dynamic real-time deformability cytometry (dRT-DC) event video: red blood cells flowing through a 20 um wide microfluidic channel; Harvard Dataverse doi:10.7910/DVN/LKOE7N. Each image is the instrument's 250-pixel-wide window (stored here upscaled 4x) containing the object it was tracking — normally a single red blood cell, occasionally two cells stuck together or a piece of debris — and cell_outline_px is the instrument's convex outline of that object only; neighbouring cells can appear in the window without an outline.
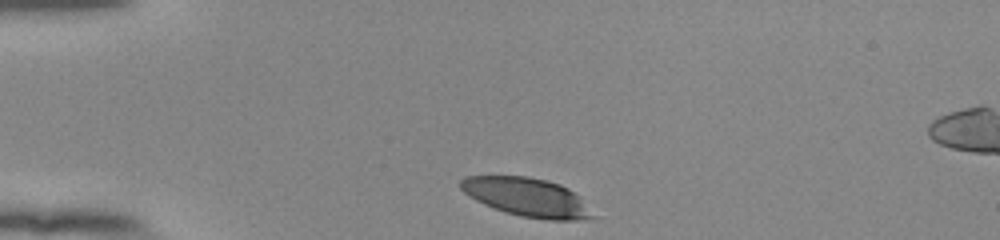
{"species": "human", "species_latin": "Homo sapiens", "temperature_condition": "room temperature", "stored_images_in_passage": 33, "camera_frame_rate_fps": 3000, "um_per_image_px": 0.085, "donor": {"sex": "female"}, "frame": {"image": 1, "passage_image": 1, "time_ms": 0.0, "image_size_px": [1000, 240], "cell_outline_px": [[596, 216], [576, 220], [548, 220], [520, 216], [504, 212], [484, 204], [476, 200], [464, 192], [460, 188], [460, 180], [464, 176], [528, 176], [560, 184], [568, 188], [580, 196]], "centroid_in_image_um": [44.8, 16.76], "position_along_channel_um": 40.2, "area_um2": 29.71}}
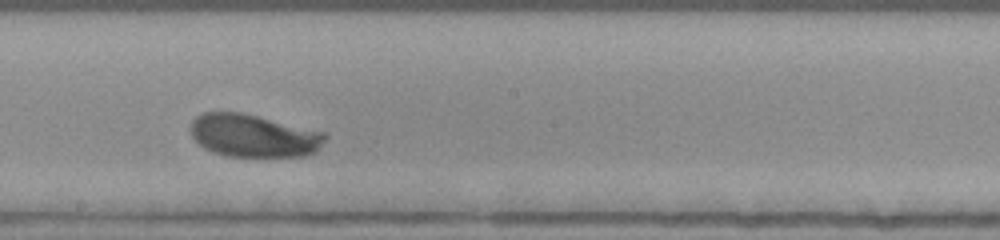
{"frame": {"image": 2, "passage_image": 19, "time_ms": 6.0, "image_size_px": [1000, 240], "cell_outline_px": [[328, 136], [316, 152], [304, 156], [228, 156], [204, 148], [192, 136], [192, 120], [196, 116], [204, 112], [240, 112], [328, 132]], "centroid_in_image_um": [21.61, 11.52], "position_along_channel_um": 226.6, "area_um2": 33.47}}
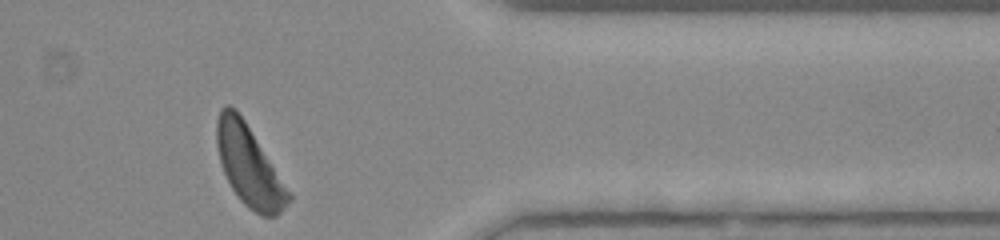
{"frame": {"image": 3, "passage_image": 33, "time_ms": 10.667, "image_size_px": [1000, 240], "cell_outline_px": [[292, 200], [276, 216], [260, 216], [248, 208], [240, 200], [232, 188], [220, 164], [216, 144], [216, 120], [220, 108], [224, 104], [228, 104], [236, 108], [244, 120], [292, 196]], "centroid_in_image_um": [21.13, 14.08], "position_along_channel_um": 390.3, "area_um2": 33.23}, "authors_computed_cell_mechanics": {"area_um2": 33.5818, "velocity_mm_per_s": 3.8114, "shape_relaxation_time_tau1_ms": 2.4431, "shape_relaxation_time_tau2_ms": null, "deformation_change_tau1": 0.1591, "deformation_change_tau2": null}}